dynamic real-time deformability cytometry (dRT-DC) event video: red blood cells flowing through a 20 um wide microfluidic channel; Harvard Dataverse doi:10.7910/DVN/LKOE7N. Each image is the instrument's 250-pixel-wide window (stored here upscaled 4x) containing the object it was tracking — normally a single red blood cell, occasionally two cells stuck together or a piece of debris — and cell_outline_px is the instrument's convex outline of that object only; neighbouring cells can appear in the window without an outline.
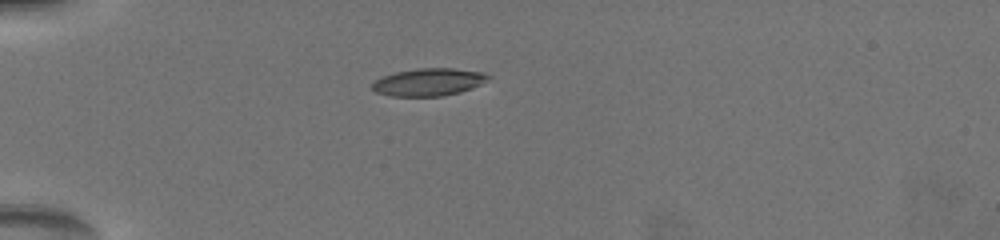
{"species": "common noctule bat (a hibernating species)", "species_latin": "Nyctalus noctula", "temperature_condition": "warm", "stored_images_in_passage": 11, "camera_frame_rate_fps": 3000, "um_per_image_px": 0.085, "animal": {"sex": "female", "body_mass_g": 19.5, "forearm_length_mm": 54.1}, "frame": {"image": 1, "passage_image": 1, "time_ms": 0.0, "image_size_px": [1000, 240], "cell_outline_px": [[492, 76], [488, 80], [472, 88], [460, 92], [440, 96], [392, 96], [376, 92], [372, 88], [372, 84], [376, 80], [384, 76], [396, 72], [420, 68], [456, 68], [484, 72]], "centroid_in_image_um": [36.48, 6.97], "position_along_channel_um": 48.5, "area_um2": 18.55}}
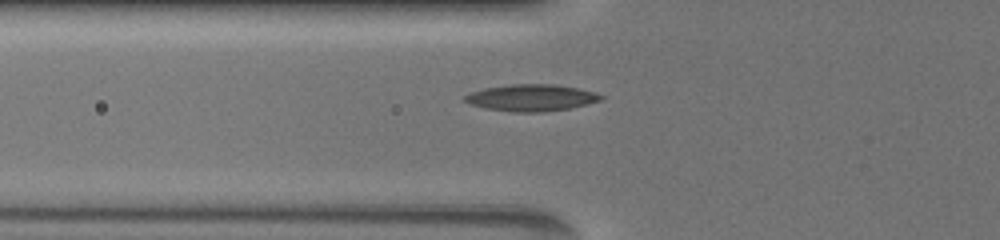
{"frame": {"image": 2, "passage_image": 7, "time_ms": 1.667, "image_size_px": [1000, 240], "cell_outline_px": [[604, 96], [600, 100], [568, 108], [544, 112], [512, 112], [484, 108], [472, 104], [464, 100], [464, 96], [472, 92], [484, 88], [512, 84], [552, 84], [580, 88]], "centroid_in_image_um": [45.13, 8.3], "position_along_channel_um": 80.7, "area_um2": 20.92}}